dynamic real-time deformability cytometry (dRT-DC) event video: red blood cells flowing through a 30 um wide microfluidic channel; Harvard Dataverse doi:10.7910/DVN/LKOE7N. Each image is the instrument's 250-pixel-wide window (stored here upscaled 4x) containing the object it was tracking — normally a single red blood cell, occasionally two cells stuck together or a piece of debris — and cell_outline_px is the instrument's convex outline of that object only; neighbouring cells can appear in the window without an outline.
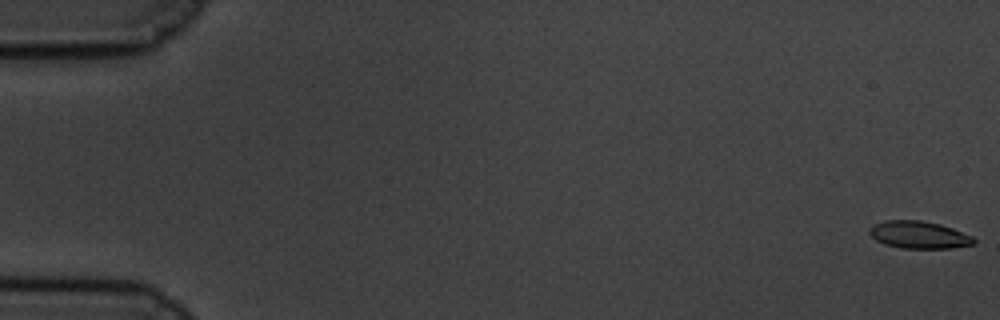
{"species": "common noctule bat (a hibernating species)", "species_latin": "Nyctalus noctula", "temperature_condition": "cold", "stored_images_in_passage": 60, "camera_frame_rate_fps": 3000, "um_per_image_px": 0.085, "animal": {"sex": "male", "body_mass_g": 19.5, "forearm_length_mm": 54.6}, "frame": {"image": 1, "passage_image": 1, "time_ms": 0.0, "image_size_px": [1000, 320], "cell_outline_px": [[976, 244], [952, 248], [900, 248], [884, 244], [876, 240], [868, 232], [872, 224], [884, 220], [920, 220], [940, 224], [952, 228], [972, 236], [976, 240]], "centroid_in_image_um": [78.1, 19.96], "position_along_channel_um": 6.9, "area_um2": 16.76}}
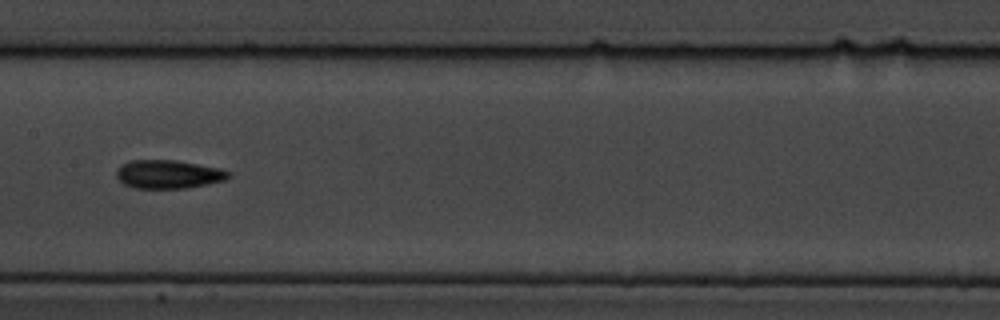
{"frame": {"image": 2, "passage_image": 31, "time_ms": 10.0, "image_size_px": [1000, 320], "cell_outline_px": [[228, 176], [224, 180], [188, 188], [136, 188], [124, 184], [116, 176], [116, 172], [124, 164], [132, 160], [176, 160], [220, 168], [228, 172]], "centroid_in_image_um": [14.3, 14.81], "position_along_channel_um": 193.1, "area_um2": 18.26}}
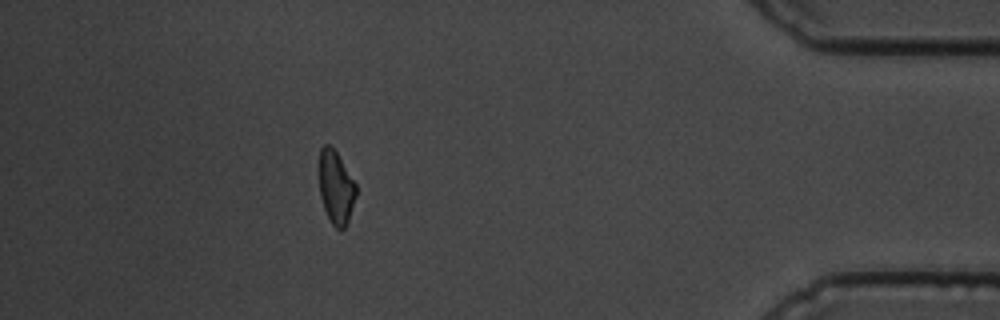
{"frame": {"image": 3, "passage_image": 54, "time_ms": 17.667, "image_size_px": [1000, 320], "cell_outline_px": [[356, 196], [348, 220], [344, 228], [336, 228], [332, 224], [324, 208], [320, 196], [316, 168], [320, 148], [324, 144], [328, 144], [336, 152], [356, 184]], "centroid_in_image_um": [28.49, 15.86], "position_along_channel_um": 406.7, "area_um2": 16.01}, "authors_computed_cell_mechanics": {"area_um2": 17.4556, "velocity_mm_per_s": 3.3881, "shape_relaxation_time_tau1_ms": 5.1984, "shape_relaxation_time_tau2_ms": 3.7178, "deformation_change_tau1": 0.1519, "deformation_change_tau2": 0.0869}}